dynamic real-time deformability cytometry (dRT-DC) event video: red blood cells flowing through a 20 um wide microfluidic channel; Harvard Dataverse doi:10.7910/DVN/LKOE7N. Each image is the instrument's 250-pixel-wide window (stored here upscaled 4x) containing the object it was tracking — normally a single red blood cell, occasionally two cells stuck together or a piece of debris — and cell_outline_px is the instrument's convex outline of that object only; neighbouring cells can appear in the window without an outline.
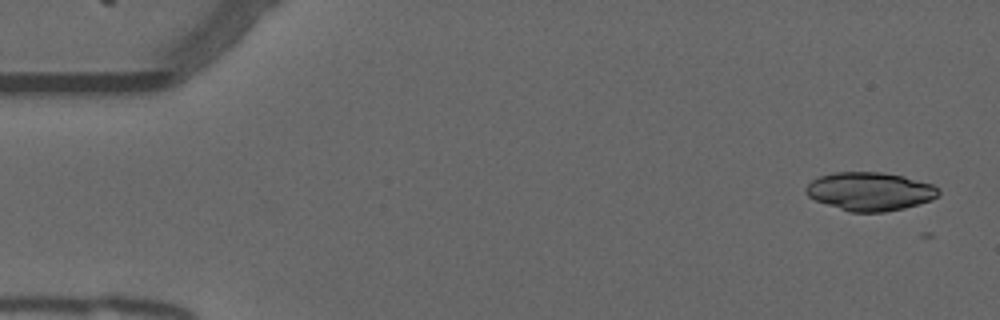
{"species": "common noctule bat (a hibernating species)", "species_latin": "Nyctalus noctula", "temperature_condition": "warm", "stored_images_in_passage": 7, "camera_frame_rate_fps": 3000, "um_per_image_px": 0.085, "animal": {"sex": "male", "forearm_length_mm": 52.5}, "frame": {"image": 1, "passage_image": 2, "time_ms": 0.333, "image_size_px": [1000, 320], "cell_outline_px": [[940, 192], [932, 200], [904, 208], [884, 212], [852, 212], [816, 200], [808, 196], [804, 192], [804, 188], [812, 180], [820, 176], [832, 172], [880, 172], [904, 176], [932, 184], [940, 188]], "centroid_in_image_um": [73.95, 16.26], "position_along_channel_um": 11.0, "area_um2": 29.59}}